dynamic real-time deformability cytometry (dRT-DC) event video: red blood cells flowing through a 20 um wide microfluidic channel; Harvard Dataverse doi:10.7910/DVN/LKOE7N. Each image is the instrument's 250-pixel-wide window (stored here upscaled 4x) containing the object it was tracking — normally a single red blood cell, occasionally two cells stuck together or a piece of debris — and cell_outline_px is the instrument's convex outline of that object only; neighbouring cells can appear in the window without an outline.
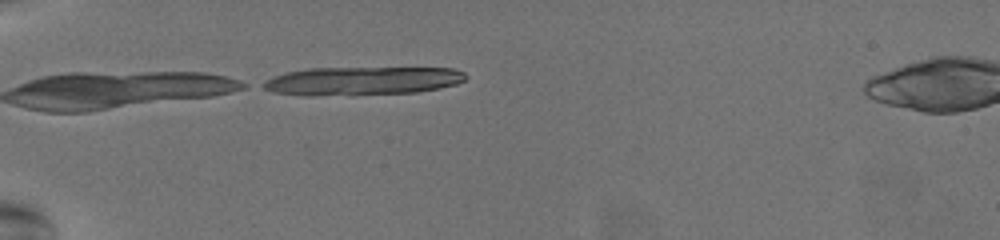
{"species": "common noctule bat (a hibernating species)", "species_latin": "Nyctalus noctula", "temperature_condition": "warm", "stored_images_in_passage": 6, "camera_frame_rate_fps": 3000, "um_per_image_px": 0.085, "animal": {"sex": "female", "body_mass_g": 19.5, "forearm_length_mm": 54.1}, "frame": {"image": 1, "passage_image": 1, "time_ms": 0.0, "image_size_px": [1000, 240], "cell_outline_px": [[468, 76], [464, 80], [456, 84], [440, 88], [416, 92], [316, 96], [308, 96], [272, 92], [256, 84], [272, 76], [284, 72], [308, 68], [452, 68], [464, 72]], "centroid_in_image_um": [30.69, 6.87], "position_along_channel_um": 54.3, "area_um2": 33.87}}